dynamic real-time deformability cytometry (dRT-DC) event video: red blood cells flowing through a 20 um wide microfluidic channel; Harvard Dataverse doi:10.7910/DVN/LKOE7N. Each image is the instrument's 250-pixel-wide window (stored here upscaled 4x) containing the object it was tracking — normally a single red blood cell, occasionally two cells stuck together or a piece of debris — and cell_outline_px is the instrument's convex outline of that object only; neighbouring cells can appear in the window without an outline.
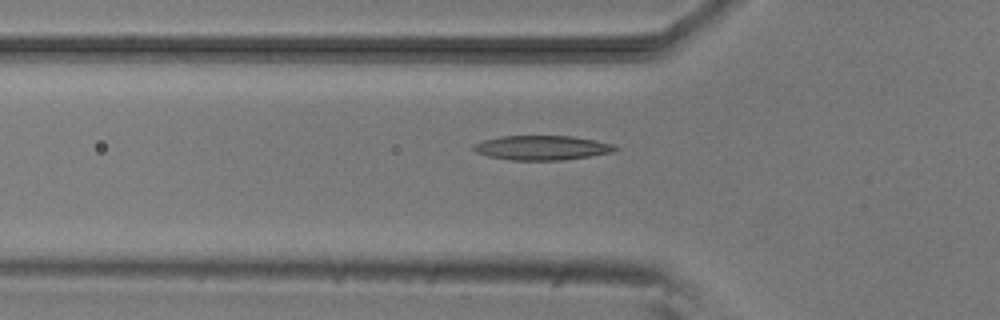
{"species": "common noctule bat (a hibernating species)", "species_latin": "Nyctalus noctula", "temperature_condition": "room temperature", "stored_images_in_passage": 53, "segment_of_instrument_passage": [1, 2], "camera_frame_rate_fps": 3000, "um_per_image_px": 0.085, "animal": {"sex": "male", "body_mass_g": 20.5, "forearm_length_mm": 52.5}, "frame": {"image": 1, "passage_image": 17, "time_ms": 5.333, "image_size_px": [1000, 320], "cell_outline_px": [[620, 148], [612, 152], [588, 156], [560, 160], [512, 160], [488, 156], [476, 152], [472, 148], [472, 144], [480, 140], [500, 136], [572, 136], [596, 140], [612, 144]], "centroid_in_image_um": [46.01, 12.55], "position_along_channel_um": 79.8, "area_um2": 20.23}}
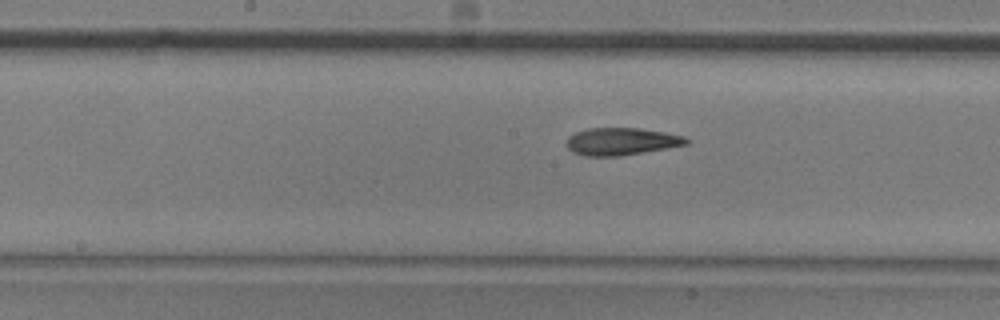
{"frame": {"image": 2, "passage_image": 26, "time_ms": 8.333, "image_size_px": [1000, 320], "cell_outline_px": [[692, 140], [688, 144], [668, 148], [620, 156], [584, 156], [572, 152], [564, 144], [568, 136], [576, 132], [588, 128], [640, 128], [664, 132], [684, 136]], "centroid_in_image_um": [52.81, 12.02], "position_along_channel_um": 195.4, "area_um2": 19.36}}
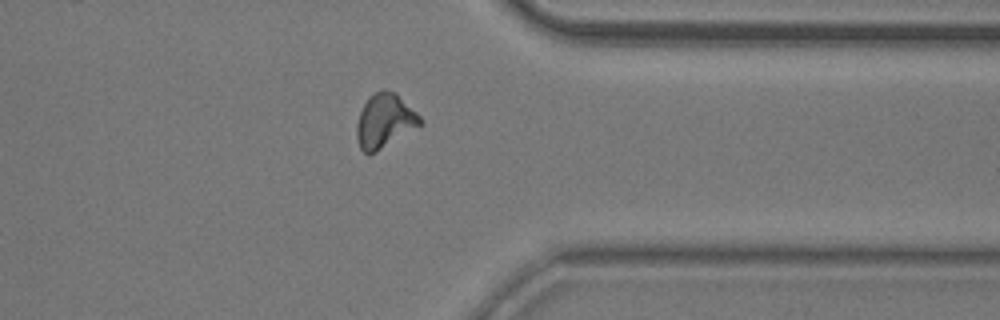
{"frame": {"image": 3, "passage_image": 41, "time_ms": 13.333, "image_size_px": [1000, 320], "cell_outline_px": [[424, 124], [376, 152], [368, 156], [360, 148], [356, 136], [356, 124], [360, 112], [364, 104], [376, 92], [384, 88], [396, 92], [424, 120]], "centroid_in_image_um": [32.72, 10.29], "position_along_channel_um": 378.7, "area_um2": 20.17}}